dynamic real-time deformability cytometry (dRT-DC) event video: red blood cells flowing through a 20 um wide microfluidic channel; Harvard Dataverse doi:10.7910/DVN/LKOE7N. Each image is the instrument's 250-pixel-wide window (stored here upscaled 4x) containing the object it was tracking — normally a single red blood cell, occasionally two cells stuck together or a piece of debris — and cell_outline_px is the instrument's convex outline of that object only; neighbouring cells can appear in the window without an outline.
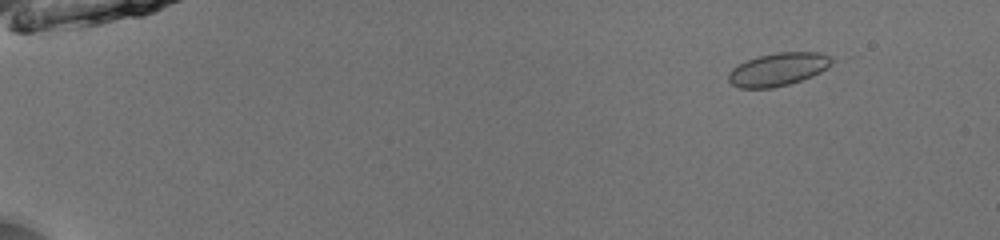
{"species": "common noctule bat (a hibernating species)", "species_latin": "Nyctalus noctula", "temperature_condition": "room temperature", "stored_images_in_passage": 18, "camera_frame_rate_fps": 3000, "um_per_image_px": 0.085, "animal": {"sex": "male", "body_mass_g": 13.0, "forearm_length_mm": 53.1}, "frame": {"image": 1, "passage_image": 7, "time_ms": 2.0, "image_size_px": [1000, 240], "cell_outline_px": [[832, 60], [828, 68], [812, 76], [788, 84], [772, 88], [740, 88], [732, 84], [728, 80], [728, 72], [732, 68], [748, 60], [760, 56], [776, 52], [820, 52], [828, 56]], "centroid_in_image_um": [66.12, 5.9], "position_along_channel_um": 18.9, "area_um2": 19.65}}